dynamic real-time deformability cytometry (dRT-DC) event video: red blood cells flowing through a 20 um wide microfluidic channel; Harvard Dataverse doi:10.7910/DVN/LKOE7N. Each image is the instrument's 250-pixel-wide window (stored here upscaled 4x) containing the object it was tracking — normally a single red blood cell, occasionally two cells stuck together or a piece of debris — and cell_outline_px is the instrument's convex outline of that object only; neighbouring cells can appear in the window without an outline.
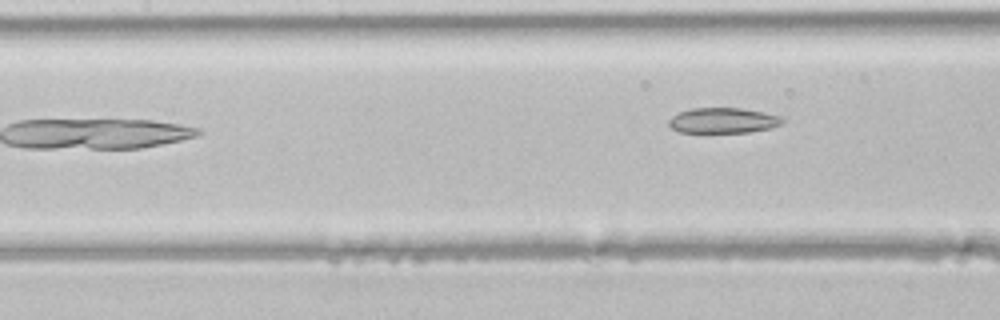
{"species": "common noctule bat (a hibernating species)", "species_latin": "Nyctalus noctula", "temperature_condition": "room temperature", "stored_images_in_passage": 5, "camera_frame_rate_fps": 3000, "um_per_image_px": 0.085, "animal": {"sex": "male", "body_mass_g": 21.5, "forearm_length_mm": 52.0}, "frame": {"image": 1, "passage_image": 5, "time_ms": 1.333, "image_size_px": [1000, 320], "cell_outline_px": [[784, 120], [780, 124], [772, 128], [748, 132], [680, 132], [672, 128], [668, 124], [668, 120], [672, 116], [680, 112], [692, 108], [740, 108], [764, 112], [780, 116]], "centroid_in_image_um": [61.46, 10.24], "position_along_channel_um": 145.9, "area_um2": 16.7}}